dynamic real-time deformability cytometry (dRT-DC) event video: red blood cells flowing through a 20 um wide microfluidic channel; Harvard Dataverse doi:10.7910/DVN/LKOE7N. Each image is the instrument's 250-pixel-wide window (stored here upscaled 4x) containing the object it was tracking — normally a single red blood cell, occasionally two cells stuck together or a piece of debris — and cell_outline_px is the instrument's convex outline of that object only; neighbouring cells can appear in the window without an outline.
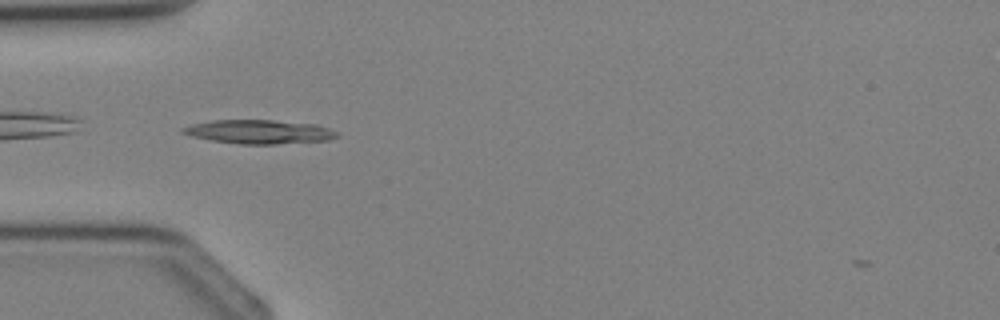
{"species": "Egyptian fruit bat (a non-hibernating species)", "species_latin": "Rousettus aegyptiacus", "temperature_condition": "cold", "stored_images_in_passage": 3, "camera_frame_rate_fps": 3000, "um_per_image_px": 0.085, "animal": {"sex": "female"}, "frame": {"image": 1, "passage_image": 3, "time_ms": 2.333, "image_size_px": [1000, 320], "cell_outline_px": [[340, 136], [328, 140], [276, 144], [240, 144], [212, 140], [192, 136], [180, 132], [180, 128], [192, 124], [212, 120], [272, 120], [316, 124], [328, 128], [336, 132]], "centroid_in_image_um": [22.02, 11.2], "position_along_channel_um": 63.0, "area_um2": 21.39}}